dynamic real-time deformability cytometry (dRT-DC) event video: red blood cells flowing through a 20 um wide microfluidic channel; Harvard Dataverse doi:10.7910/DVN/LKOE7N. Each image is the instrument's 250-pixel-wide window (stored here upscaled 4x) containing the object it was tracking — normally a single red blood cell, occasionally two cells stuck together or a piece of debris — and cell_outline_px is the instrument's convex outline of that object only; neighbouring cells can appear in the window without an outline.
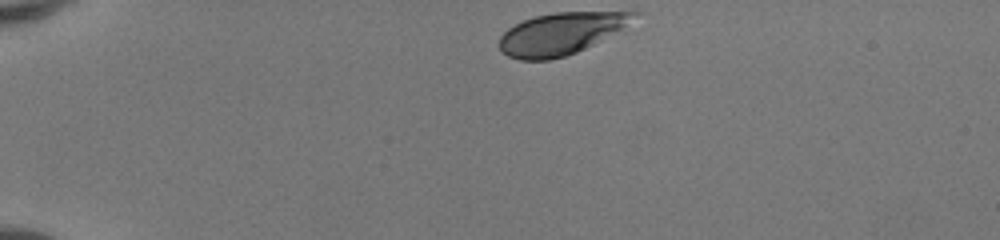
{"species": "human", "species_latin": "Homo sapiens", "temperature_condition": "room temperature", "stored_images_in_passage": 38, "camera_frame_rate_fps": 3000, "um_per_image_px": 0.085, "donor": {"sex": "female"}, "frame": {"image": 1, "passage_image": 1, "time_ms": 0.0, "image_size_px": [1000, 240], "cell_outline_px": [[644, 12], [620, 28], [592, 44], [576, 52], [564, 56], [548, 60], [520, 60], [508, 56], [500, 52], [496, 44], [500, 36], [508, 28], [524, 20], [536, 16], [556, 12]], "centroid_in_image_um": [47.56, 2.87], "position_along_channel_um": 37.4, "area_um2": 32.37}}
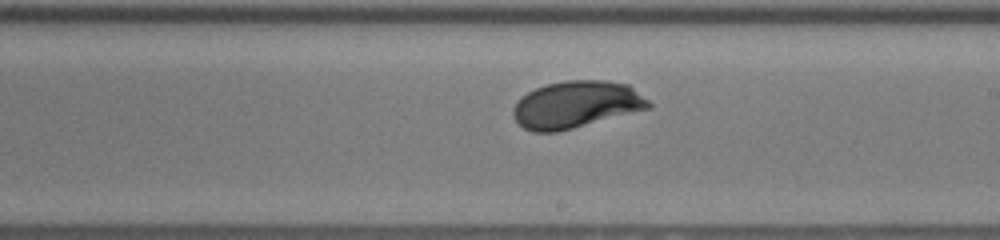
{"frame": {"image": 2, "passage_image": 21, "time_ms": 6.667, "image_size_px": [1000, 240], "cell_outline_px": [[652, 108], [556, 132], [532, 132], [524, 128], [516, 120], [512, 112], [512, 108], [528, 92], [536, 88], [548, 84], [564, 80], [604, 80], [628, 84], [648, 100], [652, 104]], "centroid_in_image_um": [49.0, 8.88], "position_along_channel_um": 240.0, "area_um2": 36.88}}
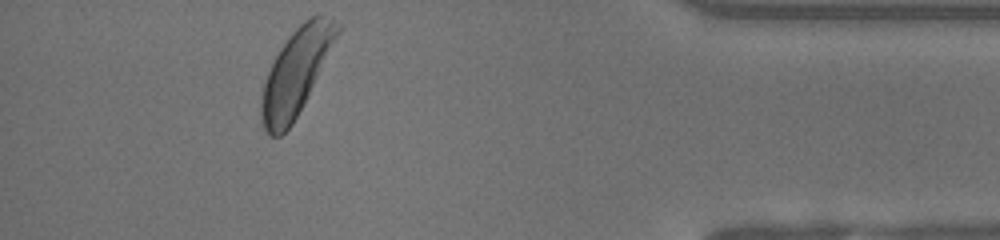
{"frame": {"image": 3, "passage_image": 36, "time_ms": 11.667, "image_size_px": [1000, 240], "cell_outline_px": [[344, 28], [308, 96], [292, 124], [280, 136], [268, 136], [260, 120], [260, 96], [264, 80], [280, 48], [292, 32], [304, 20], [320, 12], [332, 16], [344, 24]], "centroid_in_image_um": [25.23, 6.06], "position_along_channel_um": 410.0, "area_um2": 38.84}, "authors_computed_cell_mechanics": {"area_um2": 36.7319, "velocity_mm_per_s": 4.1126, "shape_relaxation_time_tau1_ms": 2.1068, "shape_relaxation_time_tau2_ms": null, "deformation_change_tau1": 0.1446, "deformation_change_tau2": null}}